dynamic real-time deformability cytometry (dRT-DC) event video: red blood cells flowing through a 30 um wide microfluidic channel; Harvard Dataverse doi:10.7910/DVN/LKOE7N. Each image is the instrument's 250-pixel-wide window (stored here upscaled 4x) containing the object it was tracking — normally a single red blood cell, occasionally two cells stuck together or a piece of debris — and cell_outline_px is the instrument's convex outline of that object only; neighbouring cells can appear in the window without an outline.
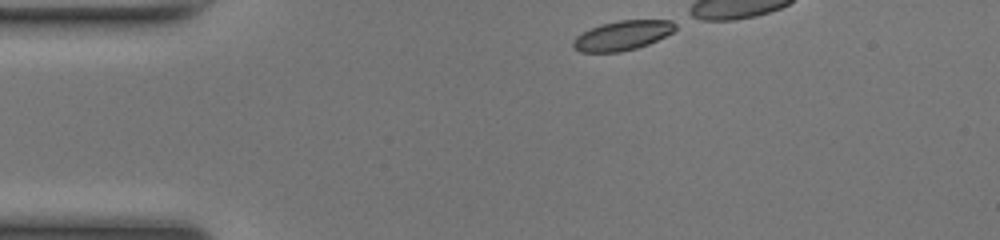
{"species": "common noctule bat (a hibernating species)", "species_latin": "Nyctalus noctula", "temperature_condition": "room temperature", "stored_images_in_passage": 30, "camera_frame_rate_fps": 3000, "um_per_image_px": 0.085, "animal": {"sex": "female", "body_mass_g": 17.0, "forearm_length_mm": 48.0}, "frame": {"image": 1, "passage_image": 1, "time_ms": 0.0, "image_size_px": [1000, 240], "cell_outline_px": [[676, 28], [672, 32], [648, 44], [636, 48], [620, 52], [580, 52], [572, 48], [572, 40], [576, 36], [600, 24], [620, 20], [672, 20], [676, 24]], "centroid_in_image_um": [52.87, 3.02], "position_along_channel_um": 32.1, "area_um2": 17.51}}
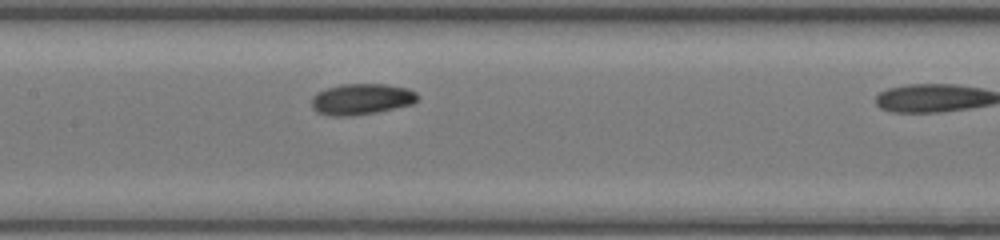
{"frame": {"image": 2, "passage_image": 15, "time_ms": 4.667, "image_size_px": [1000, 240], "cell_outline_px": [[420, 96], [412, 104], [376, 112], [352, 116], [332, 116], [316, 112], [312, 108], [312, 96], [316, 92], [340, 84], [384, 84], [408, 88], [416, 92]], "centroid_in_image_um": [30.71, 8.42], "position_along_channel_um": 176.7, "area_um2": 19.25}}
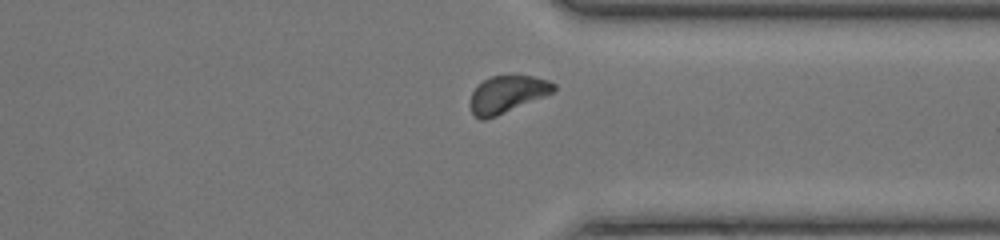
{"frame": {"image": 3, "passage_image": 29, "time_ms": 9.333, "image_size_px": [1000, 240], "cell_outline_px": [[556, 88], [552, 92], [544, 96], [496, 116], [484, 120], [480, 120], [472, 112], [468, 104], [472, 92], [484, 80], [492, 76], [532, 76], [548, 80], [556, 84]], "centroid_in_image_um": [43.08, 8.02], "position_along_channel_um": 368.3, "area_um2": 17.8}}